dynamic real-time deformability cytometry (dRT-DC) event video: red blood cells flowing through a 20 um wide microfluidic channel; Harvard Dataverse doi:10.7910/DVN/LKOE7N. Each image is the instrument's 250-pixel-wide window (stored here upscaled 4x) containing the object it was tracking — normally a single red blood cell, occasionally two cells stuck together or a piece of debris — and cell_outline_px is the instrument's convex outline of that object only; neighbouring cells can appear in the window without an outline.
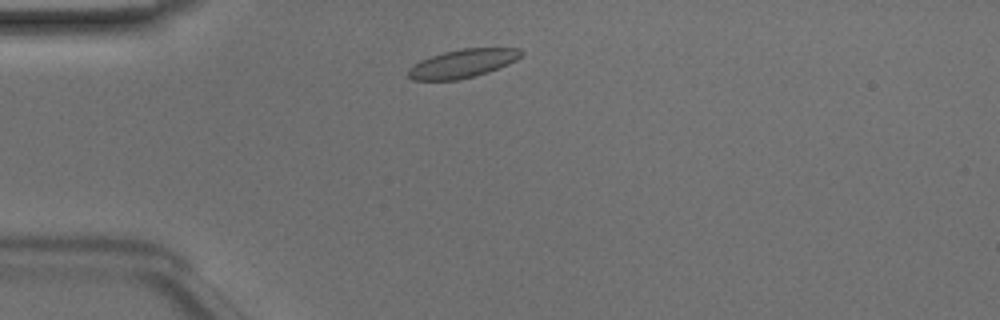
{"species": "Egyptian fruit bat (a non-hibernating species)", "species_latin": "Rousettus aegyptiacus", "temperature_condition": "room temperature", "stored_images_in_passage": 41, "camera_frame_rate_fps": 3000, "um_per_image_px": 0.085, "animal": {"sex": "male"}, "frame": {"image": 1, "passage_image": 4, "time_ms": 1.0, "image_size_px": [1000, 320], "cell_outline_px": [[524, 52], [516, 60], [508, 64], [488, 72], [476, 76], [456, 80], [412, 80], [408, 76], [408, 68], [412, 64], [420, 60], [444, 52], [460, 48], [520, 48]], "centroid_in_image_um": [39.31, 5.39], "position_along_channel_um": 45.7, "area_um2": 18.79}}
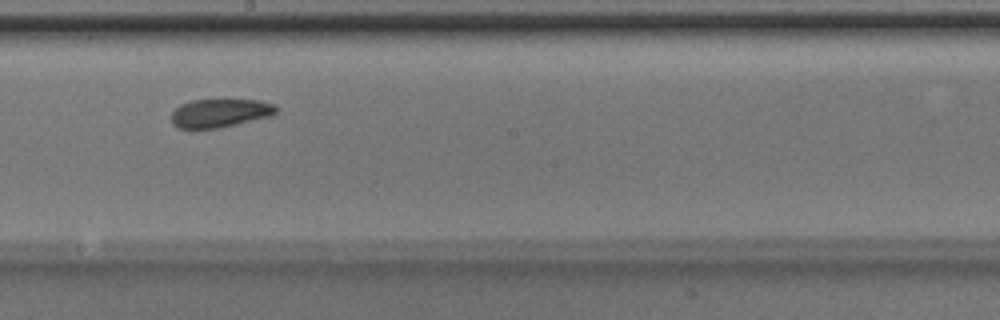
{"frame": {"image": 2, "passage_image": 19, "time_ms": 6.0, "image_size_px": [1000, 320], "cell_outline_px": [[280, 108], [272, 116], [220, 128], [176, 128], [172, 124], [172, 112], [180, 104], [192, 100], [260, 100], [276, 104]], "centroid_in_image_um": [18.74, 9.61], "position_along_channel_um": 229.5, "area_um2": 17.57}}
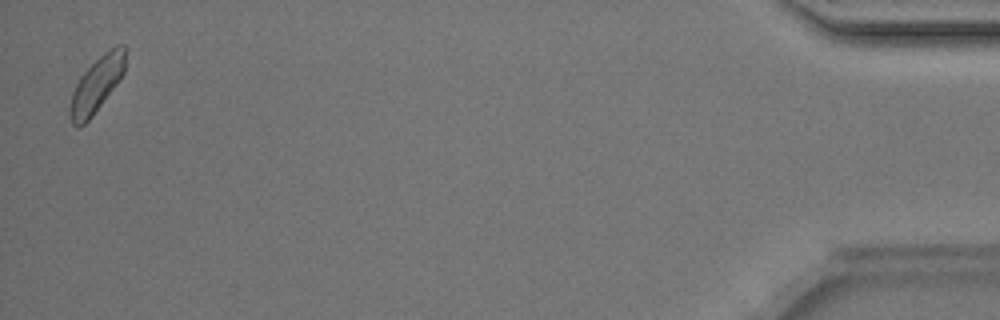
{"frame": {"image": 3, "passage_image": 40, "time_ms": 13.0, "image_size_px": [1000, 320], "cell_outline_px": [[124, 72], [116, 84], [92, 116], [84, 124], [76, 128], [72, 124], [68, 108], [72, 92], [80, 76], [104, 52], [120, 44], [124, 44]], "centroid_in_image_um": [8.16, 7.23], "position_along_channel_um": 427.0, "area_um2": 17.4}, "authors_computed_cell_mechanics": {"area_um2": 18.2648, "velocity_mm_per_s": 4.0874, "shape_relaxation_time_tau1_ms": 1.7935, "shape_relaxation_time_tau2_ms": 1.959, "deformation_change_tau1": 0.0735, "deformation_change_tau2": 0.0779}}